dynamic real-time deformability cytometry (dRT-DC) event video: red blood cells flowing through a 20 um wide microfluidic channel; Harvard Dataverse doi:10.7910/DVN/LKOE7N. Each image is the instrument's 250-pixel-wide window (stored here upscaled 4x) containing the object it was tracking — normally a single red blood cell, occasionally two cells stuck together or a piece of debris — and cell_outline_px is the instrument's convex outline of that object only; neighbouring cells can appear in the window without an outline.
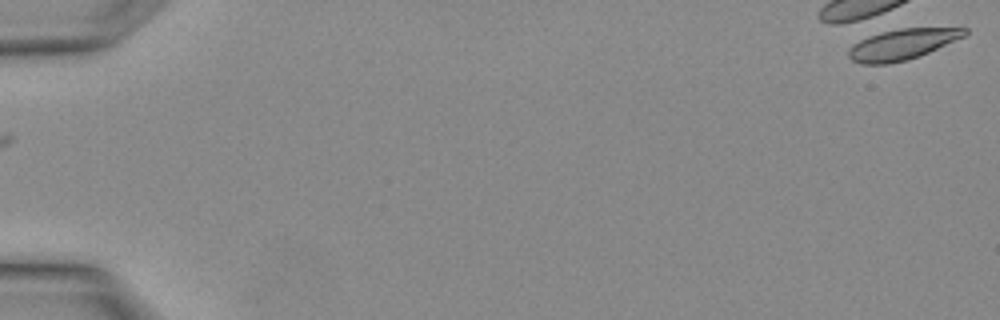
{"species": "Egyptian fruit bat (a non-hibernating species)", "species_latin": "Rousettus aegyptiacus", "temperature_condition": "warm", "stored_images_in_passage": 4, "camera_frame_rate_fps": 3000, "um_per_image_px": 0.085, "animal": {"sex": "female"}, "frame": {"image": 1, "passage_image": 1, "time_ms": 0.0, "image_size_px": [1000, 320], "cell_outline_px": [[968, 32], [964, 36], [920, 56], [908, 60], [888, 64], [860, 64], [852, 60], [848, 56], [848, 48], [852, 44], [868, 36], [880, 32], [900, 28], [968, 28]], "centroid_in_image_um": [76.64, 3.78], "position_along_channel_um": 8.4, "area_um2": 20.81}}